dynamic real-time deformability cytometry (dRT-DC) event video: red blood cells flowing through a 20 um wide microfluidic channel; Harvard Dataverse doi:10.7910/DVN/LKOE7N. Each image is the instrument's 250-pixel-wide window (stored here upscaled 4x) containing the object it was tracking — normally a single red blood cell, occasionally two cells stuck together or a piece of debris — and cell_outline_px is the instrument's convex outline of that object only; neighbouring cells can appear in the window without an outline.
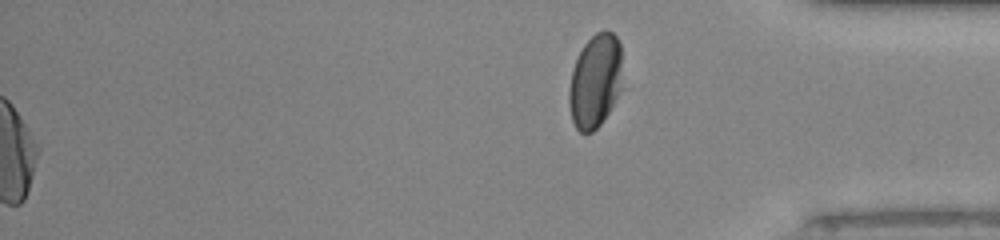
{"species": "human", "species_latin": "Homo sapiens", "temperature_condition": "room temperature", "stored_images_in_passage": 37, "segment_of_instrument_passage": [2, 2], "camera_frame_rate_fps": 3000, "um_per_image_px": 0.085, "donor": {"sex": "male"}, "frame": {"image": 1, "passage_image": 37, "time_ms": 12.0, "image_size_px": [1000, 240], "cell_outline_px": [[628, 88], [600, 124], [592, 132], [580, 132], [576, 128], [572, 120], [568, 100], [568, 92], [572, 68], [584, 44], [596, 32], [604, 28], [612, 32], [616, 36], [620, 44]], "centroid_in_image_um": [50.71, 6.88], "position_along_channel_um": 384.5, "area_um2": 30.92}}